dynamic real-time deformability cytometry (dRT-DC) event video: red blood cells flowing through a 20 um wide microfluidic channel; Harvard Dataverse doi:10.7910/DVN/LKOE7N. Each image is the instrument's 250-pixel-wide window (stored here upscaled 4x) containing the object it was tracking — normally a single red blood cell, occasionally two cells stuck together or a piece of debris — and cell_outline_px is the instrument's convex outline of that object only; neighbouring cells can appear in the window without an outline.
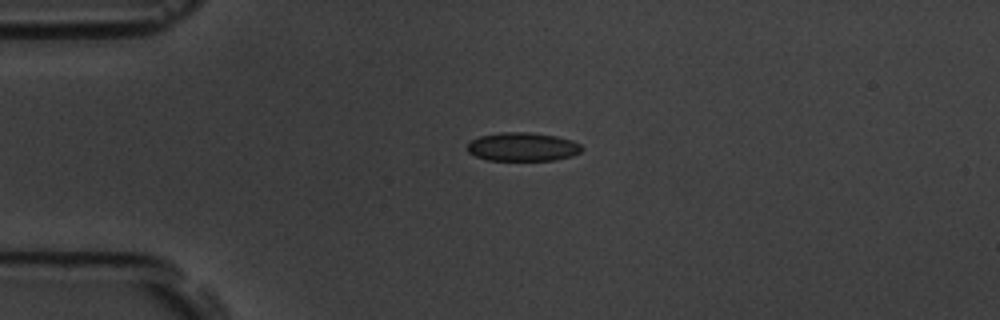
{"species": "common noctule bat (a hibernating species)", "species_latin": "Nyctalus noctula", "temperature_condition": "room temperature", "stored_images_in_passage": 3, "camera_frame_rate_fps": 3000, "um_per_image_px": 0.085, "animal": {"sex": "male", "body_mass_g": 19.5, "forearm_length_mm": 54.6}, "frame": {"image": 1, "passage_image": 1, "time_ms": 0.0, "image_size_px": [1000, 320], "cell_outline_px": [[584, 148], [580, 152], [572, 156], [556, 160], [488, 160], [476, 156], [468, 152], [468, 144], [472, 140], [480, 136], [500, 132], [528, 132], [556, 136], [572, 140], [580, 144]], "centroid_in_image_um": [44.45, 12.48], "position_along_channel_um": 40.5, "area_um2": 19.07}}
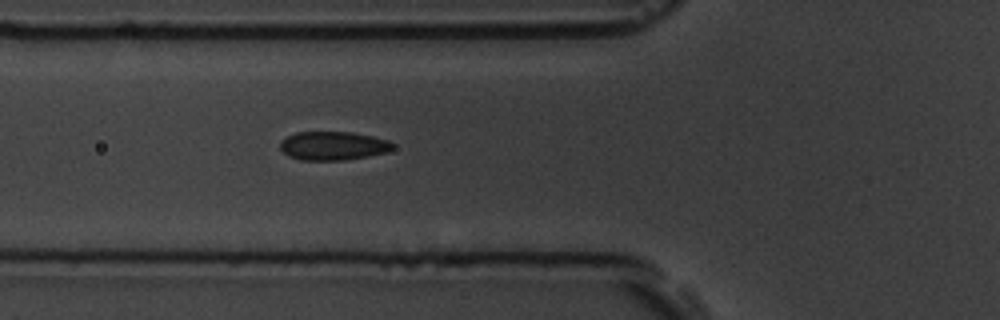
{"frame": {"image": 2, "passage_image": 3, "time_ms": 0.667, "image_size_px": [1000, 320], "cell_outline_px": [[396, 148], [388, 152], [368, 156], [344, 160], [300, 160], [288, 156], [280, 148], [280, 140], [296, 132], [352, 132], [372, 136], [388, 140]], "centroid_in_image_um": [28.31, 12.39], "position_along_channel_um": 97.5, "area_um2": 18.9}}